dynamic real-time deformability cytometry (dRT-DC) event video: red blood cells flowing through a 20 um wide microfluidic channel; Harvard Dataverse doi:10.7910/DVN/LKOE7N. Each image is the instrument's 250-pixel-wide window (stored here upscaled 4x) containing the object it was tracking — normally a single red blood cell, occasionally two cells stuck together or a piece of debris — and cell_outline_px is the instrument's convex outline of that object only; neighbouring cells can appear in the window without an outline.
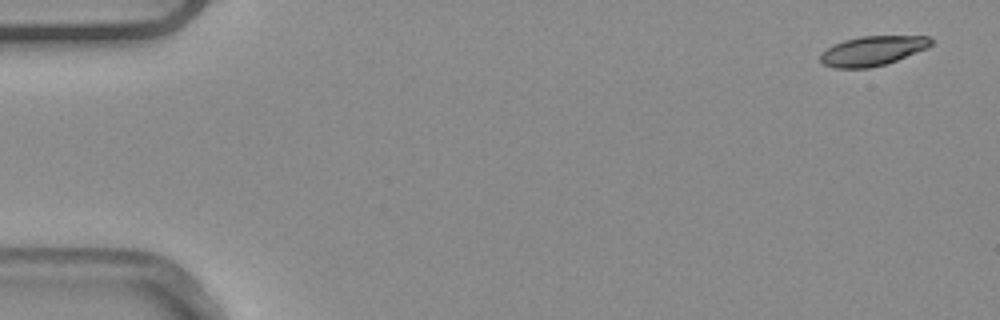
{"species": "common noctule bat (a hibernating species)", "species_latin": "Nyctalus noctula", "temperature_condition": "warm", "stored_images_in_passage": 4, "camera_frame_rate_fps": 3000, "um_per_image_px": 0.085, "animal": {"sex": "male", "body_mass_g": 20.4}, "frame": {"image": 1, "passage_image": 1, "time_ms": 0.0, "image_size_px": [1000, 320], "cell_outline_px": [[932, 44], [928, 48], [896, 60], [884, 64], [868, 68], [832, 68], [824, 64], [820, 60], [820, 52], [832, 44], [844, 40], [860, 36], [928, 36], [932, 40]], "centroid_in_image_um": [74.12, 4.31], "position_along_channel_um": 10.9, "area_um2": 19.13}}